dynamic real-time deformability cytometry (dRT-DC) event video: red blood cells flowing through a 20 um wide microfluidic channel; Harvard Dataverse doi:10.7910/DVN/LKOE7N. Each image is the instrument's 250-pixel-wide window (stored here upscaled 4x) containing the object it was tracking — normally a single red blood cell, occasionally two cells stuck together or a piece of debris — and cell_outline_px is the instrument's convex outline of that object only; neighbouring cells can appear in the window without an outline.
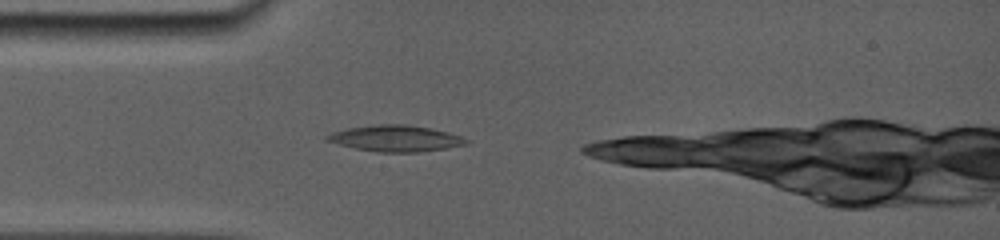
{"species": "common noctule bat (a hibernating species)", "species_latin": "Nyctalus noctula", "temperature_condition": "room temperature", "stored_images_in_passage": 12, "camera_frame_rate_fps": 5000, "um_per_image_px": 0.085, "animal": {"sex": "female", "body_mass_g": 19.0, "forearm_length_mm": 56.7}, "frame": {"image": 1, "passage_image": 1, "time_ms": 0.0, "image_size_px": [1000, 240], "cell_outline_px": [[468, 144], [420, 152], [376, 152], [356, 148], [324, 140], [324, 136], [332, 132], [348, 128], [376, 124], [404, 124], [432, 128], [448, 132], [460, 136], [468, 140]], "centroid_in_image_um": [33.61, 11.76], "position_along_channel_um": 51.4, "area_um2": 21.15}}
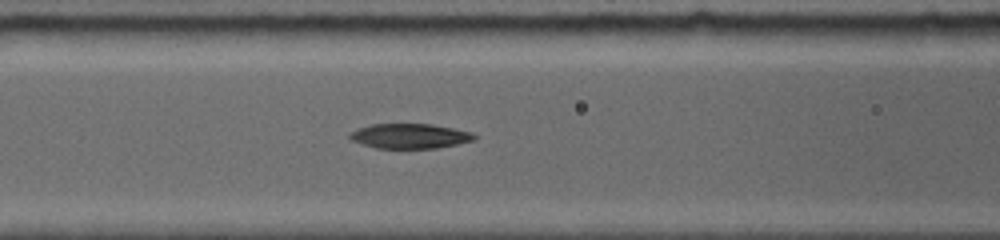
{"frame": {"image": 2, "passage_image": 5, "time_ms": 2.2, "image_size_px": [1000, 240], "cell_outline_px": [[476, 140], [436, 148], [376, 148], [352, 140], [348, 136], [348, 132], [356, 128], [372, 124], [432, 124], [472, 132], [476, 136]], "centroid_in_image_um": [34.81, 11.56], "position_along_channel_um": 131.8, "area_um2": 18.03}}
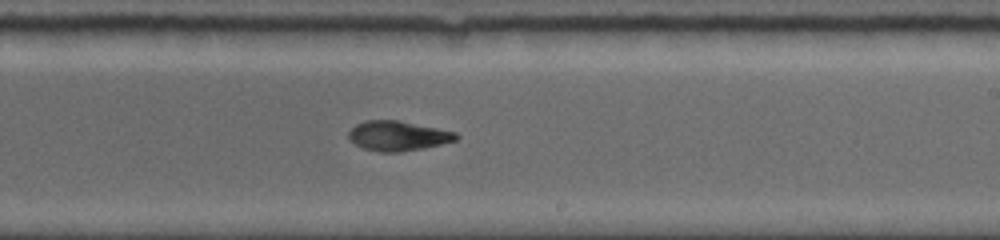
{"frame": {"image": 3, "passage_image": 11, "time_ms": 5.4, "image_size_px": [1000, 240], "cell_outline_px": [[460, 136], [456, 140], [424, 148], [400, 152], [380, 152], [364, 148], [348, 140], [348, 132], [356, 124], [364, 120], [400, 120], [456, 132]], "centroid_in_image_um": [33.81, 11.54], "position_along_channel_um": 255.2, "area_um2": 18.73}}